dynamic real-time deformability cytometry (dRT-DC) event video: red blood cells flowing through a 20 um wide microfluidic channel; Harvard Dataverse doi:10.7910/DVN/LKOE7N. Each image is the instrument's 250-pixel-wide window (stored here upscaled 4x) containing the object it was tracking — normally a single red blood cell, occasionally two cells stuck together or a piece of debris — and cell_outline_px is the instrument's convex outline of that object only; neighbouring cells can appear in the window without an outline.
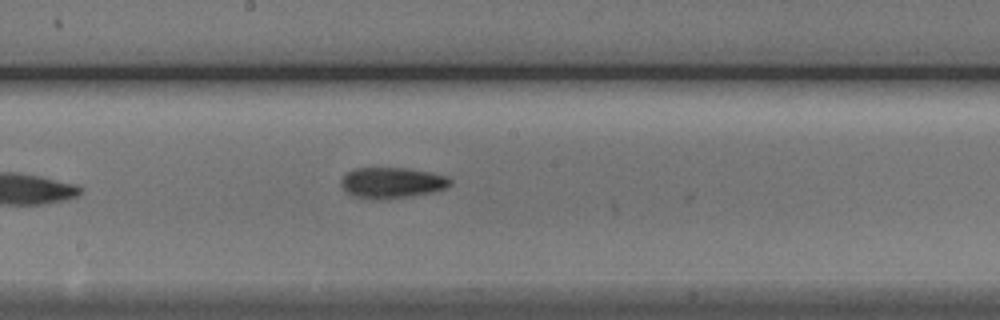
{"species": "Egyptian fruit bat (a non-hibernating species)", "species_latin": "Rousettus aegyptiacus", "temperature_condition": "cold", "stored_images_in_passage": 9, "segment_of_instrument_passage": [1, 2], "camera_frame_rate_fps": 3000, "um_per_image_px": 0.085, "animal": {"sex": "male"}, "frame": {"image": 1, "passage_image": 8, "time_ms": 8.333, "image_size_px": [1000, 320], "cell_outline_px": [[452, 184], [444, 188], [432, 192], [384, 200], [376, 200], [352, 196], [340, 184], [340, 180], [352, 168], [408, 168], [448, 176], [452, 180]], "centroid_in_image_um": [33.3, 15.53], "position_along_channel_um": 214.9, "area_um2": 19.65}}